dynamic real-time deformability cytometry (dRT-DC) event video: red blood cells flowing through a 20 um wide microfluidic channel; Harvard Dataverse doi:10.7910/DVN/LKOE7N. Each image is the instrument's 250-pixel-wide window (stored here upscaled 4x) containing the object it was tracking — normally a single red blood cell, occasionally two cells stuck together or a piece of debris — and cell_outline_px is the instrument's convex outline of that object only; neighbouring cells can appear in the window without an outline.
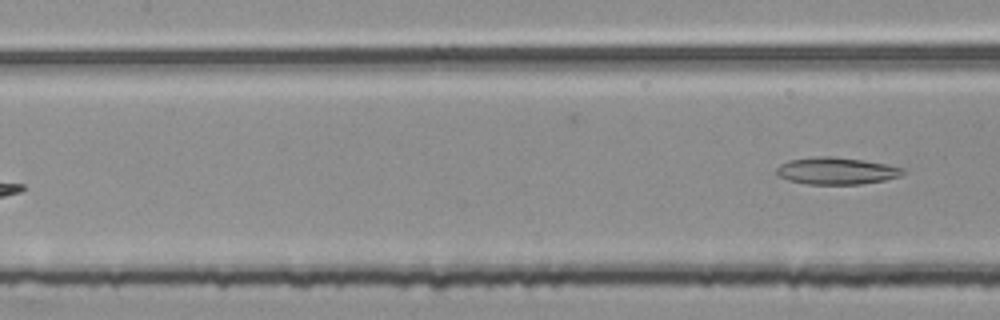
{"species": "common noctule bat (a hibernating species)", "species_latin": "Nyctalus noctula", "temperature_condition": "room temperature", "stored_images_in_passage": 7, "segment_of_instrument_passage": [2, 2], "camera_frame_rate_fps": 3000, "um_per_image_px": 0.085, "animal": {"sex": "female", "body_mass_g": 25.1}, "frame": {"image": 1, "passage_image": 7, "time_ms": 2.0, "image_size_px": [1000, 320], "cell_outline_px": [[908, 172], [900, 176], [884, 180], [860, 184], [808, 184], [788, 180], [776, 176], [776, 168], [780, 164], [788, 160], [812, 156], [832, 156], [864, 160], [888, 164], [908, 168]], "centroid_in_image_um": [71.12, 14.51], "position_along_channel_um": 136.3, "area_um2": 20.35}}